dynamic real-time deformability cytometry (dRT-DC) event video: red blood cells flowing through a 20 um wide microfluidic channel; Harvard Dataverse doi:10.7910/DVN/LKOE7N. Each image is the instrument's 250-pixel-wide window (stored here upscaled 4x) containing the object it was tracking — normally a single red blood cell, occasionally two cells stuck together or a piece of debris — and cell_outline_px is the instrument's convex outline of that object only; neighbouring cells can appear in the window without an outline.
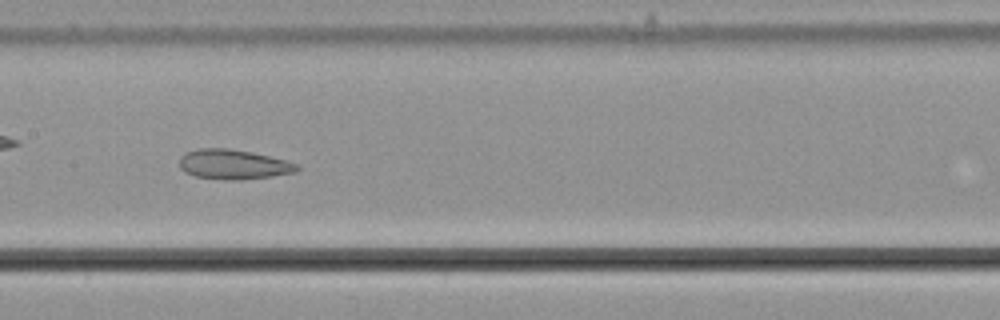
{"species": "common noctule bat (a hibernating species)", "species_latin": "Nyctalus noctula", "temperature_condition": "cold", "stored_images_in_passage": 40, "camera_frame_rate_fps": 3000, "um_per_image_px": 0.085, "animal": {"sex": "male", "body_mass_g": 21.5, "forearm_length_mm": 52.0}, "frame": {"image": 1, "passage_image": 12, "time_ms": 3.667, "image_size_px": [1000, 320], "cell_outline_px": [[300, 168], [296, 172], [272, 176], [240, 180], [224, 180], [196, 176], [184, 172], [180, 168], [180, 156], [184, 152], [196, 148], [228, 148], [252, 152], [300, 164]], "centroid_in_image_um": [19.82, 13.97], "position_along_channel_um": 187.6, "area_um2": 20.58}}
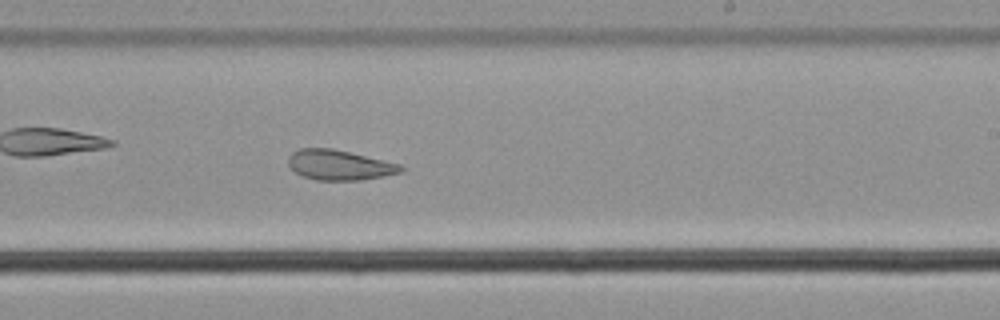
{"frame": {"image": 2, "passage_image": 18, "time_ms": 5.667, "image_size_px": [1000, 320], "cell_outline_px": [[404, 172], [384, 176], [360, 180], [316, 180], [304, 176], [296, 172], [288, 164], [288, 156], [292, 152], [300, 148], [332, 148], [400, 164], [404, 168]], "centroid_in_image_um": [28.85, 14.02], "position_along_channel_um": 260.1, "area_um2": 19.65}, "authors_computed_cell_mechanics": {"area_um2": 21.386, "velocity_mm_per_s": 3.641, "shape_relaxation_time_tau1_ms": null, "shape_relaxation_time_tau2_ms": 1.8769, "deformation_change_tau1": null, "deformation_change_tau2": 0.0906}}